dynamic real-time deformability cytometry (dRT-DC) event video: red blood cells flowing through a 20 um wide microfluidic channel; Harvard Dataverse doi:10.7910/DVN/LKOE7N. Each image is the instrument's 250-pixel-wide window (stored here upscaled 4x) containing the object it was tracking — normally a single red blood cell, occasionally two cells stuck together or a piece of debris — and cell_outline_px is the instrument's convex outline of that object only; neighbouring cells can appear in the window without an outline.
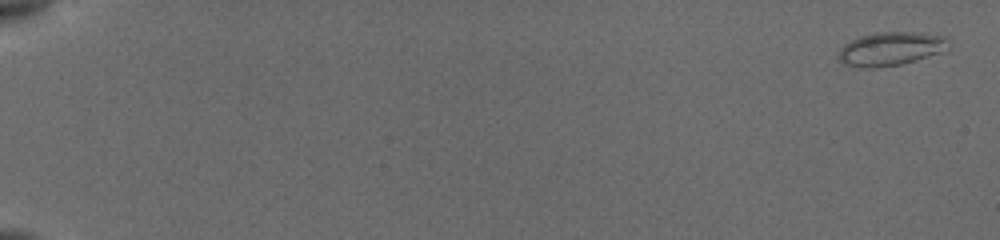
{"species": "common noctule bat (a hibernating species)", "species_latin": "Nyctalus noctula", "temperature_condition": "cold", "stored_images_in_passage": 36, "camera_frame_rate_fps": 3000, "um_per_image_px": 0.085, "animal": {"sex": "female", "body_mass_g": 19.5, "forearm_length_mm": 54.1}, "frame": {"image": 1, "passage_image": 1, "time_ms": 0.0, "image_size_px": [1000, 240], "cell_outline_px": [[948, 48], [940, 52], [916, 60], [900, 64], [872, 68], [860, 68], [844, 64], [836, 60], [840, 48], [844, 44], [860, 36], [876, 32], [920, 32], [944, 36]], "centroid_in_image_um": [75.63, 4.15], "position_along_channel_um": 9.4, "area_um2": 21.5}}
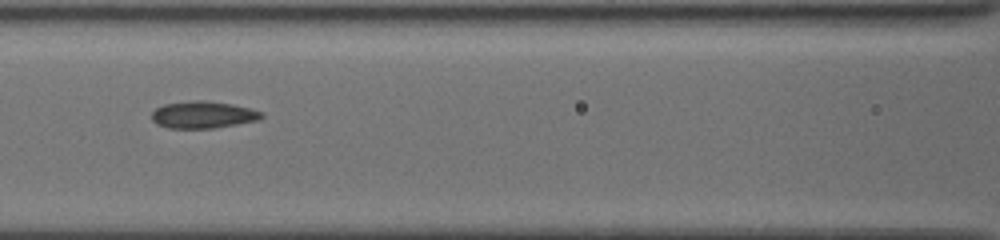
{"frame": {"image": 2, "passage_image": 21, "time_ms": 8.667, "image_size_px": [1000, 240], "cell_outline_px": [[264, 116], [256, 120], [216, 128], [168, 128], [156, 124], [152, 120], [152, 112], [156, 108], [164, 104], [192, 100], [204, 100], [232, 104], [252, 108], [264, 112]], "centroid_in_image_um": [17.26, 9.75], "position_along_channel_um": 149.3, "area_um2": 17.4}}
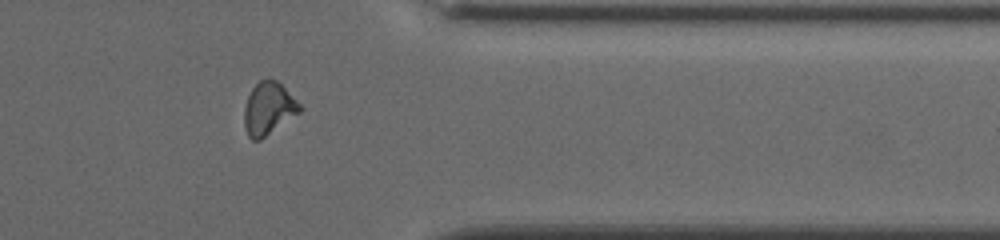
{"frame": {"image": 3, "passage_image": 33, "time_ms": 15.0, "image_size_px": [1000, 240], "cell_outline_px": [[304, 108], [300, 112], [260, 140], [252, 140], [248, 136], [244, 124], [244, 108], [248, 96], [252, 88], [260, 80], [268, 76], [276, 80]], "centroid_in_image_um": [22.81, 9.21], "position_along_channel_um": 388.6, "area_um2": 16.94}, "authors_computed_cell_mechanics": {"area_um2": 17.8313, "velocity_mm_per_s": 3.884, "shape_relaxation_time_tau1_ms": null, "shape_relaxation_time_tau2_ms": 5.6979, "deformation_change_tau1": null, "deformation_change_tau2": 0.103}}